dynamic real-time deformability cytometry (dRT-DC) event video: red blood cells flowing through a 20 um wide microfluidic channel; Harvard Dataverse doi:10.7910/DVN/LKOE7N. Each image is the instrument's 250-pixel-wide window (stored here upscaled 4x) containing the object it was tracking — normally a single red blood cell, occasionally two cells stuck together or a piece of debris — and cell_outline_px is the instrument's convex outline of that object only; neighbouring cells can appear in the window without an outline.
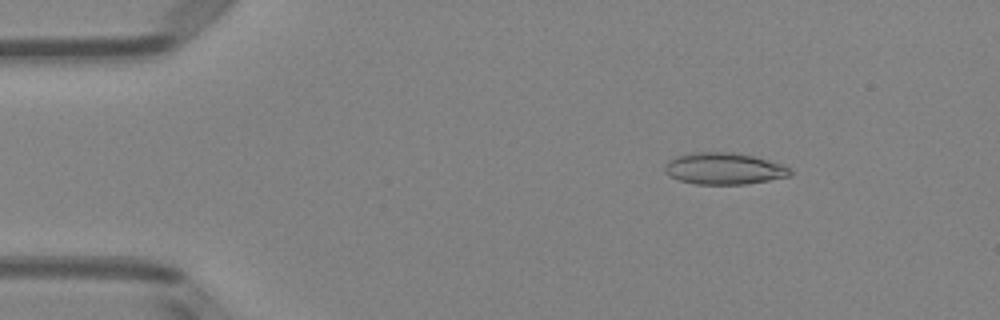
{"species": "Egyptian fruit bat (a non-hibernating species)", "species_latin": "Rousettus aegyptiacus", "temperature_condition": "room temperature", "stored_images_in_passage": 50, "camera_frame_rate_fps": 3000, "um_per_image_px": 0.085, "animal": {"sex": "female"}, "frame": {"image": 1, "passage_image": 7, "time_ms": 2.0, "image_size_px": [1000, 320], "cell_outline_px": [[792, 176], [744, 184], [696, 184], [680, 180], [668, 176], [664, 172], [664, 164], [668, 160], [676, 156], [696, 152], [732, 152], [752, 156], [784, 164], [792, 168]], "centroid_in_image_um": [61.54, 14.33], "position_along_channel_um": 23.5, "area_um2": 23.29}}
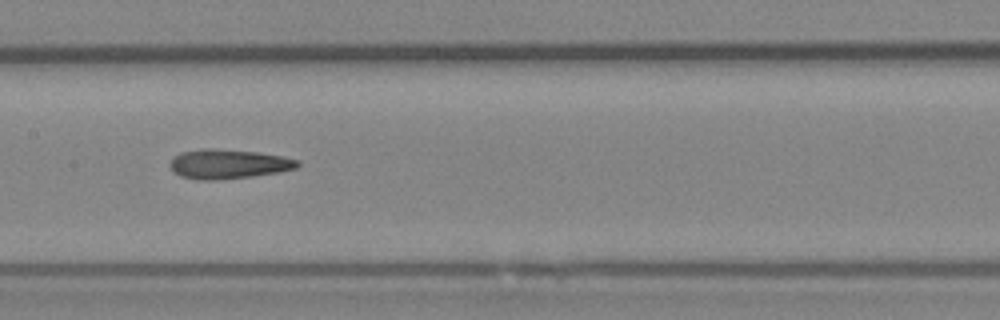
{"frame": {"image": 2, "passage_image": 25, "time_ms": 8.0, "image_size_px": [1000, 320], "cell_outline_px": [[300, 164], [296, 168], [280, 172], [252, 176], [220, 180], [196, 180], [180, 176], [172, 172], [168, 164], [172, 156], [180, 152], [204, 148], [212, 148], [260, 152], [300, 160]], "centroid_in_image_um": [19.35, 13.94], "position_along_channel_um": 188.1, "area_um2": 22.31}}
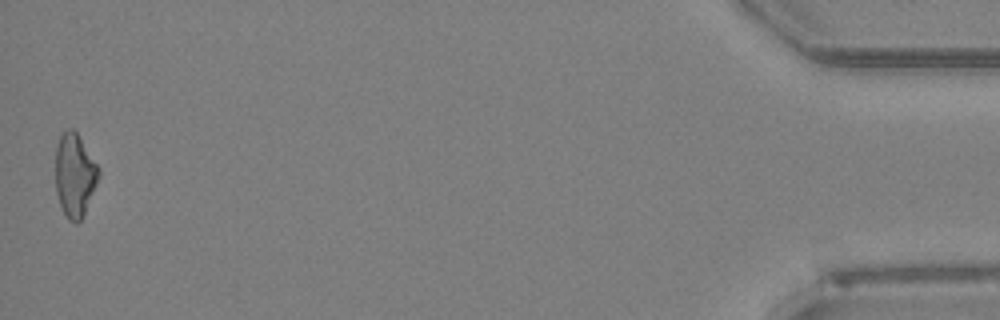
{"frame": {"image": 3, "passage_image": 50, "time_ms": 16.333, "image_size_px": [1000, 320], "cell_outline_px": [[100, 176], [84, 212], [80, 220], [76, 224], [68, 220], [60, 204], [56, 192], [56, 144], [60, 136], [68, 128], [72, 128], [76, 132], [100, 168]], "centroid_in_image_um": [6.35, 14.87], "position_along_channel_um": 428.9, "area_um2": 20.75}, "authors_computed_cell_mechanics": {"area_um2": 21.8484, "velocity_mm_per_s": 4.0038, "shape_relaxation_time_tau1_ms": null, "shape_relaxation_time_tau2_ms": 4.4397, "deformation_change_tau1": null, "deformation_change_tau2": 0.1638}}